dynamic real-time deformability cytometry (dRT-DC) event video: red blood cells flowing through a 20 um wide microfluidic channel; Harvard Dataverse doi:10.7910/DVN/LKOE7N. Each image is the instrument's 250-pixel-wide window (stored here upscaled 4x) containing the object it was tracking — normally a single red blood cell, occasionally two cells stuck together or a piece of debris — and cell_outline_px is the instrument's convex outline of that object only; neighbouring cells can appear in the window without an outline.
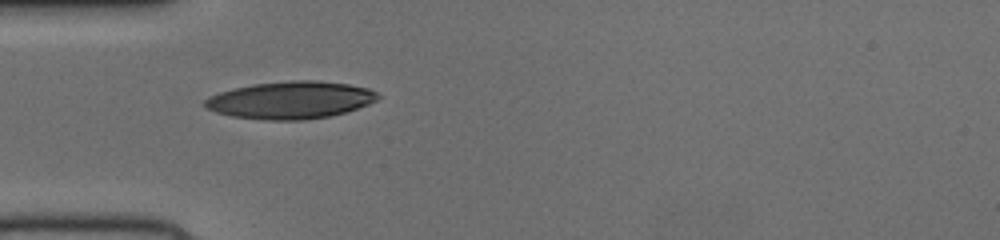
{"species": "human", "species_latin": "Homo sapiens", "temperature_condition": "cold", "stored_images_in_passage": 36, "camera_frame_rate_fps": 3000, "um_per_image_px": 0.085, "donor": {"sex": "female"}, "frame": {"image": 1, "passage_image": 1, "time_ms": 0.0, "image_size_px": [1000, 240], "cell_outline_px": [[380, 96], [376, 100], [368, 104], [344, 112], [328, 116], [304, 120], [264, 120], [232, 116], [216, 112], [208, 108], [204, 104], [204, 100], [208, 96], [232, 88], [252, 84], [288, 80], [316, 80], [348, 84], [368, 88], [376, 92]], "centroid_in_image_um": [24.67, 8.49], "position_along_channel_um": 60.3, "area_um2": 37.63}}
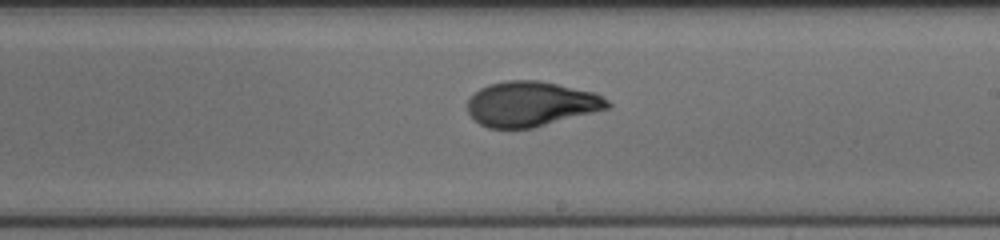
{"frame": {"image": 2, "passage_image": 15, "time_ms": 4.667, "image_size_px": [1000, 240], "cell_outline_px": [[612, 104], [608, 108], [532, 128], [488, 128], [480, 124], [468, 112], [468, 100], [480, 88], [488, 84], [508, 80], [540, 80], [596, 92], [608, 100]], "centroid_in_image_um": [45.15, 8.82], "position_along_channel_um": 243.8, "area_um2": 36.53}}
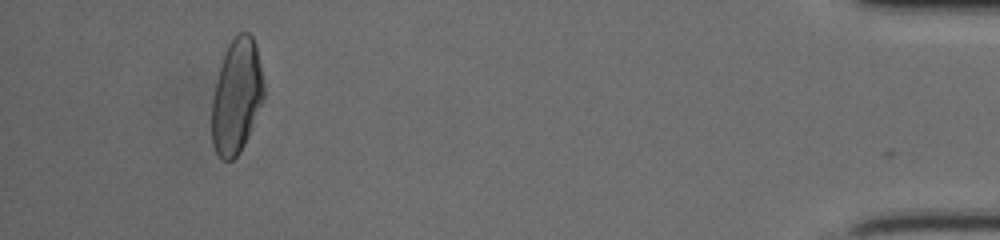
{"frame": {"image": 3, "passage_image": 33, "time_ms": 10.667, "image_size_px": [1000, 240], "cell_outline_px": [[264, 96], [248, 136], [240, 152], [232, 160], [224, 160], [216, 152], [212, 144], [212, 100], [216, 80], [224, 52], [228, 44], [240, 32], [248, 32], [252, 36], [256, 44], [260, 64], [264, 88]], "centroid_in_image_um": [20.1, 8.17], "position_along_channel_um": 415.1, "area_um2": 34.45}}